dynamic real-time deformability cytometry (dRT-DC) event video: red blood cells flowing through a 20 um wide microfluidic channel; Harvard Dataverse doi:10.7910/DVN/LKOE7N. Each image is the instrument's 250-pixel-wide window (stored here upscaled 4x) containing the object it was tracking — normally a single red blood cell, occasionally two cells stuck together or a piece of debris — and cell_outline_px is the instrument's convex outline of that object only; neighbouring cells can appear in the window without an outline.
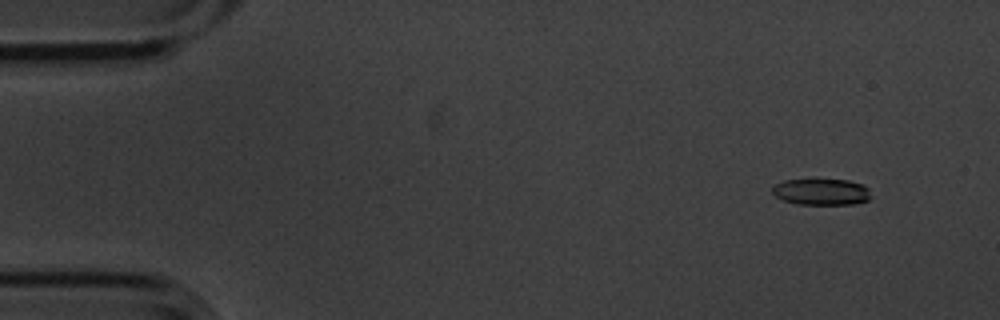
{"species": "common noctule bat (a hibernating species)", "species_latin": "Nyctalus noctula", "temperature_condition": "cold", "stored_images_in_passage": 14, "camera_frame_rate_fps": 3000, "um_per_image_px": 0.085, "animal": {"sex": "male", "body_mass_g": 20.1, "forearm_length_mm": 53.5}, "frame": {"image": 1, "passage_image": 1, "time_ms": 0.0, "image_size_px": [1000, 320], "cell_outline_px": [[868, 200], [852, 204], [796, 204], [784, 200], [776, 196], [772, 192], [772, 188], [776, 184], [784, 180], [848, 180], [864, 184], [868, 188]], "centroid_in_image_um": [69.81, 16.31], "position_along_channel_um": 15.2, "area_um2": 14.91}}
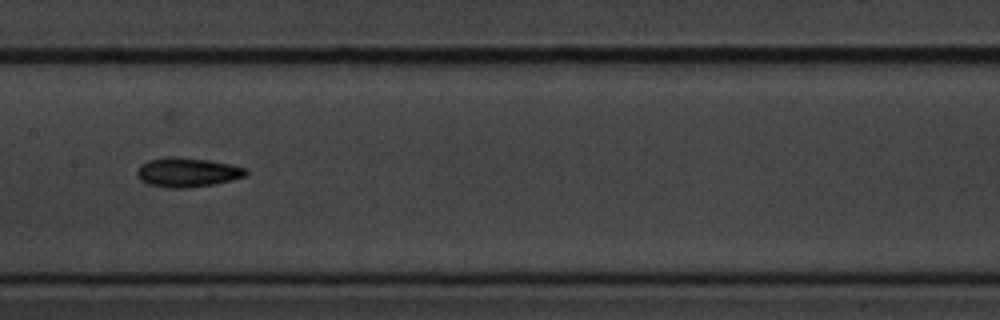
{"frame": {"image": 2, "passage_image": 7, "time_ms": 2.0, "image_size_px": [1000, 320], "cell_outline_px": [[248, 172], [244, 176], [212, 184], [188, 188], [168, 188], [148, 184], [140, 180], [136, 172], [140, 164], [148, 160], [168, 156], [180, 156], [208, 160], [248, 168]], "centroid_in_image_um": [15.87, 14.63], "position_along_channel_um": 191.5, "area_um2": 18.61}}
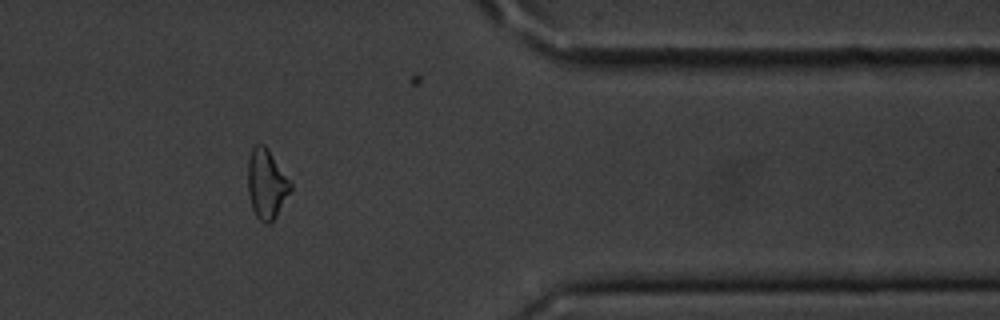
{"frame": {"image": 3, "passage_image": 12, "time_ms": 3.667, "image_size_px": [1000, 320], "cell_outline_px": [[292, 188], [276, 216], [268, 224], [264, 224], [256, 216], [252, 208], [248, 192], [248, 160], [252, 148], [256, 144], [264, 144], [268, 148], [292, 184]], "centroid_in_image_um": [22.64, 15.63], "position_along_channel_um": 388.8, "area_um2": 17.17}}